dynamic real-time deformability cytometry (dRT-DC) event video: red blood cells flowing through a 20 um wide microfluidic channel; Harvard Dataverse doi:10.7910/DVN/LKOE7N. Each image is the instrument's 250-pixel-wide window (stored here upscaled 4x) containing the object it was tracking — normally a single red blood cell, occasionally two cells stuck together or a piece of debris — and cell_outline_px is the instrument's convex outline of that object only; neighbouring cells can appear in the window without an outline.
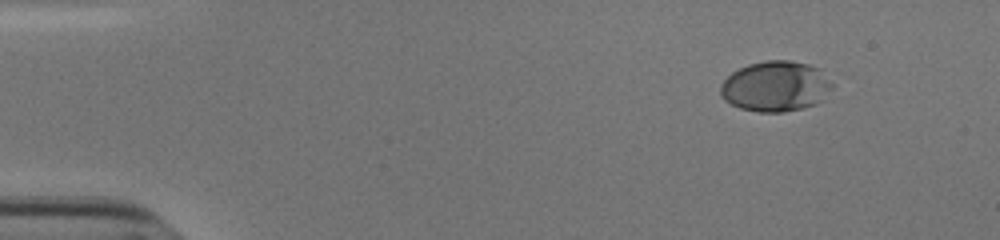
{"species": "human", "species_latin": "Homo sapiens", "temperature_condition": "cold", "stored_images_in_passage": 41, "camera_frame_rate_fps": 3000, "um_per_image_px": 0.085, "donor": {"sex": "male"}, "frame": {"image": 1, "passage_image": 1, "time_ms": 0.0, "image_size_px": [1000, 240], "cell_outline_px": [[836, 84], [824, 100], [816, 104], [784, 112], [760, 112], [740, 108], [724, 100], [720, 96], [720, 88], [724, 80], [732, 72], [748, 64], [768, 60], [788, 60], [808, 64], [820, 68]], "centroid_in_image_um": [65.98, 7.33], "position_along_channel_um": 19.0, "area_um2": 33.23}}
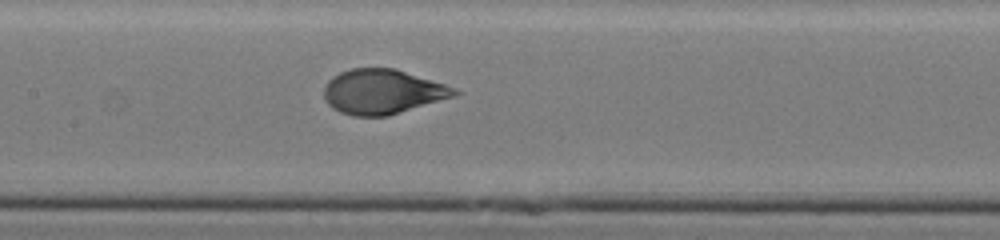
{"frame": {"image": 2, "passage_image": 22, "time_ms": 7.0, "image_size_px": [1000, 240], "cell_outline_px": [[464, 92], [456, 96], [388, 116], [352, 116], [340, 112], [332, 108], [328, 104], [324, 96], [324, 88], [328, 80], [332, 76], [340, 72], [352, 68], [396, 68], [456, 88]], "centroid_in_image_um": [32.53, 7.8], "position_along_channel_um": 174.9, "area_um2": 34.22}}
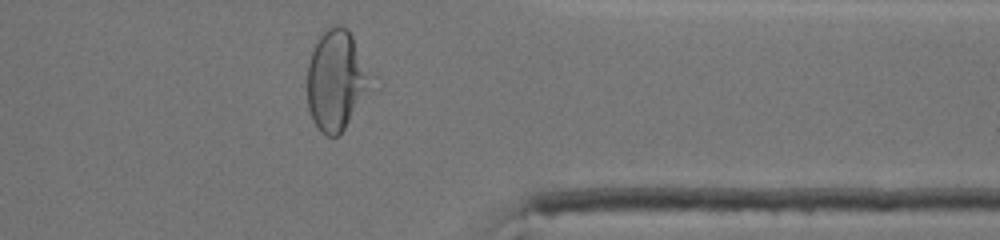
{"frame": {"image": 3, "passage_image": 39, "time_ms": 12.667, "image_size_px": [1000, 240], "cell_outline_px": [[368, 88], [344, 128], [336, 136], [324, 136], [320, 132], [312, 120], [308, 108], [308, 64], [316, 40], [328, 24], [340, 24], [348, 28], [352, 36]], "centroid_in_image_um": [28.43, 6.81], "position_along_channel_um": 383.0, "area_um2": 35.14}, "authors_computed_cell_mechanics": {"area_um2": 34.102, "velocity_mm_per_s": 3.8086, "shape_relaxation_time_tau1_ms": 4.4273, "shape_relaxation_time_tau2_ms": null, "deformation_change_tau1": 0.2195, "deformation_change_tau2": null}}